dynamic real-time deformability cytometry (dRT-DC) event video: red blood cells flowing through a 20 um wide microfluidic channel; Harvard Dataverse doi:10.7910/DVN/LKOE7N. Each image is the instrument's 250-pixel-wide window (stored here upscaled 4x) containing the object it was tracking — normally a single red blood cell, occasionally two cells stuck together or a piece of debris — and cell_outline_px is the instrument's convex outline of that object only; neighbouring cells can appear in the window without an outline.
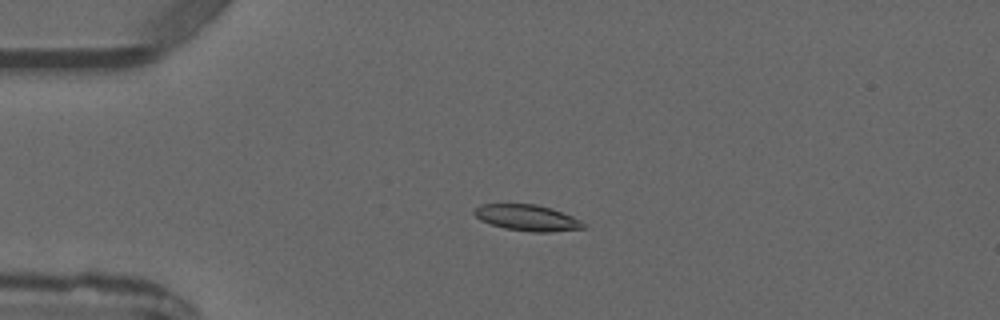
{"species": "common noctule bat (a hibernating species)", "species_latin": "Nyctalus noctula", "temperature_condition": "warm", "stored_images_in_passage": 4, "camera_frame_rate_fps": 3000, "um_per_image_px": 0.085, "animal": {"sex": "male", "forearm_length_mm": 52.5}, "frame": {"image": 1, "passage_image": 3, "time_ms": 3.333, "image_size_px": [1000, 320], "cell_outline_px": [[584, 228], [548, 232], [532, 232], [504, 228], [480, 220], [472, 212], [480, 204], [536, 204], [552, 208], [572, 216], [580, 220], [584, 224]], "centroid_in_image_um": [44.8, 18.5], "position_along_channel_um": 40.2, "area_um2": 16.47}}